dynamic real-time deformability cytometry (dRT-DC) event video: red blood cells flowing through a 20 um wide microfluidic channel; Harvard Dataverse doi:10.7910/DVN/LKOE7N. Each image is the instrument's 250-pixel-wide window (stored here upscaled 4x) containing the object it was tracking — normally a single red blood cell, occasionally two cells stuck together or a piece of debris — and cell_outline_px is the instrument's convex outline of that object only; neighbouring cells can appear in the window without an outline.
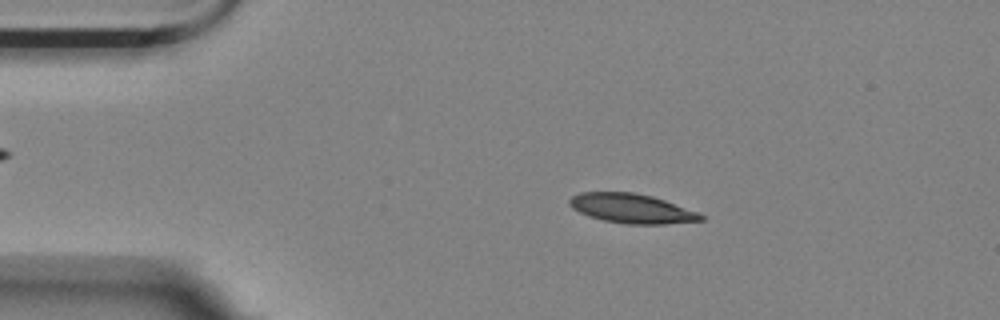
{"species": "Egyptian fruit bat (a non-hibernating species)", "species_latin": "Rousettus aegyptiacus", "temperature_condition": "room temperature", "stored_images_in_passage": 54, "camera_frame_rate_fps": 3000, "um_per_image_px": 0.085, "animal": {"sex": "female"}, "frame": {"image": 1, "passage_image": 9, "time_ms": 2.667, "image_size_px": [1000, 320], "cell_outline_px": [[704, 220], [664, 224], [624, 224], [604, 220], [588, 216], [572, 208], [568, 204], [568, 200], [572, 196], [580, 192], [632, 192], [652, 196], [664, 200], [696, 212], [704, 216]], "centroid_in_image_um": [53.64, 17.72], "position_along_channel_um": 31.4, "area_um2": 22.37}}
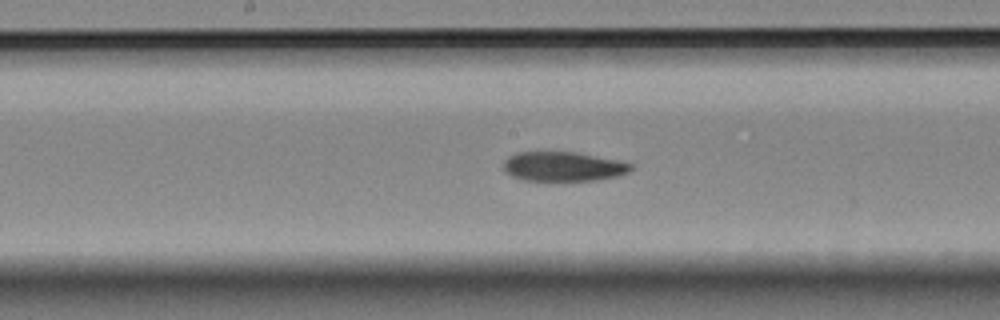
{"frame": {"image": 2, "passage_image": 27, "time_ms": 8.667, "image_size_px": [1000, 320], "cell_outline_px": [[636, 164], [628, 172], [616, 176], [596, 180], [560, 184], [524, 180], [512, 176], [504, 172], [504, 160], [508, 156], [516, 152], [576, 152]], "centroid_in_image_um": [47.84, 14.2], "position_along_channel_um": 200.4, "area_um2": 22.83}}
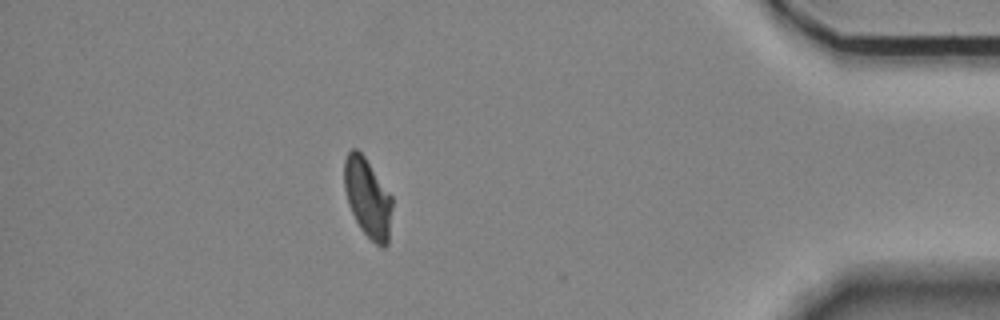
{"frame": {"image": 3, "passage_image": 48, "time_ms": 15.667, "image_size_px": [1000, 320], "cell_outline_px": [[392, 208], [388, 244], [384, 248], [380, 248], [360, 228], [348, 204], [344, 188], [344, 160], [348, 152], [352, 148], [356, 148], [364, 156], [392, 196]], "centroid_in_image_um": [31.25, 16.82], "position_along_channel_um": 403.9, "area_um2": 22.08}}